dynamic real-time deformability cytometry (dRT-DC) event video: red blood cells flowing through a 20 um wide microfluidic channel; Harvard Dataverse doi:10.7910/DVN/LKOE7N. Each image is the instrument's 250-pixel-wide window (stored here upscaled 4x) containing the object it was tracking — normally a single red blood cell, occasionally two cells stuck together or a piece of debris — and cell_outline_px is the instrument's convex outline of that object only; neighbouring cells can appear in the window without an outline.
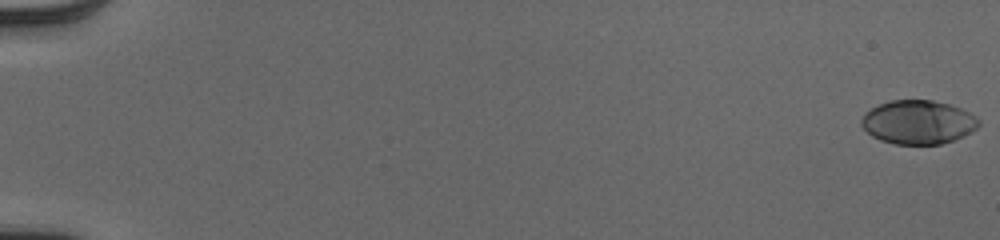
{"species": "human", "species_latin": "Homo sapiens", "temperature_condition": "cold", "stored_images_in_passage": 54, "camera_frame_rate_fps": 3000, "um_per_image_px": 0.085, "donor": {"sex": "male"}, "frame": {"image": 1, "passage_image": 1, "time_ms": 0.0, "image_size_px": [1000, 240], "cell_outline_px": [[980, 124], [972, 132], [964, 136], [940, 144], [896, 144], [880, 140], [872, 136], [860, 124], [860, 120], [864, 112], [880, 104], [892, 100], [932, 100], [948, 104], [960, 108], [976, 116], [980, 120]], "centroid_in_image_um": [78.04, 10.38], "position_along_channel_um": 7.0, "area_um2": 29.94}}
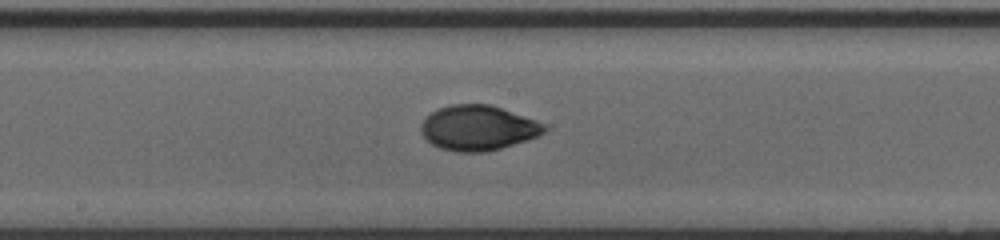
{"frame": {"image": 2, "passage_image": 31, "time_ms": 10.0, "image_size_px": [1000, 240], "cell_outline_px": [[548, 128], [544, 132], [528, 140], [500, 148], [484, 152], [456, 152], [440, 148], [432, 144], [420, 132], [420, 124], [432, 112], [440, 108], [452, 104], [488, 104], [500, 108], [544, 124]], "centroid_in_image_um": [40.6, 10.88], "position_along_channel_um": 207.6, "area_um2": 31.91}}
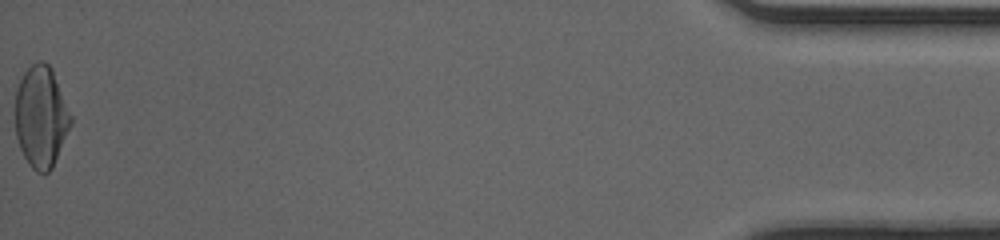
{"frame": {"image": 3, "passage_image": 54, "time_ms": 17.667, "image_size_px": [1000, 240], "cell_outline_px": [[72, 124], [52, 168], [44, 176], [36, 172], [28, 164], [20, 148], [16, 136], [16, 88], [24, 72], [36, 60], [44, 60], [52, 68], [72, 116]], "centroid_in_image_um": [3.5, 9.93], "position_along_channel_um": 431.7, "area_um2": 33.12}, "authors_computed_cell_mechanics": {"area_um2": 31.5877, "velocity_mm_per_s": 4.0655, "shape_relaxation_time_tau1_ms": 5.7093, "shape_relaxation_time_tau2_ms": 1.1306, "deformation_change_tau1": 0.205, "deformation_change_tau2": 0.0396}}